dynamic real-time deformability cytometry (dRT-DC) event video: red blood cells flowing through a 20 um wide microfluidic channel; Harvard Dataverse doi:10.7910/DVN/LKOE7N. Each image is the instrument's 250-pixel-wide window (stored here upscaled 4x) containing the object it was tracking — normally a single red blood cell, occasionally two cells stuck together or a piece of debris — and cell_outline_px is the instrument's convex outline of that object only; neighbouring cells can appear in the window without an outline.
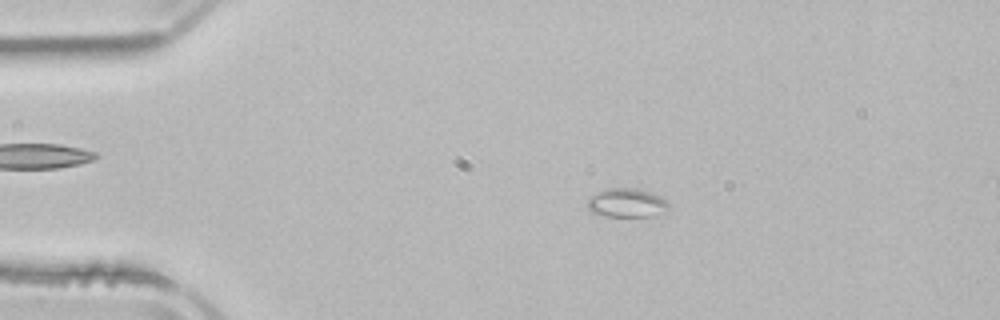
{"species": "common noctule bat (a hibernating species)", "species_latin": "Nyctalus noctula", "temperature_condition": "room temperature", "stored_images_in_passage": 3, "camera_frame_rate_fps": 3000, "um_per_image_px": 0.085, "animal": {"sex": "male", "body_mass_g": 21.5, "forearm_length_mm": 52.0}, "frame": {"image": 1, "passage_image": 2, "time_ms": 1.333, "image_size_px": [1000, 320], "cell_outline_px": [[668, 208], [648, 216], [608, 216], [592, 212], [588, 208], [588, 196], [612, 188], [636, 188], [652, 192], [668, 200]], "centroid_in_image_um": [53.26, 17.22], "position_along_channel_um": 31.7, "area_um2": 13.35}}